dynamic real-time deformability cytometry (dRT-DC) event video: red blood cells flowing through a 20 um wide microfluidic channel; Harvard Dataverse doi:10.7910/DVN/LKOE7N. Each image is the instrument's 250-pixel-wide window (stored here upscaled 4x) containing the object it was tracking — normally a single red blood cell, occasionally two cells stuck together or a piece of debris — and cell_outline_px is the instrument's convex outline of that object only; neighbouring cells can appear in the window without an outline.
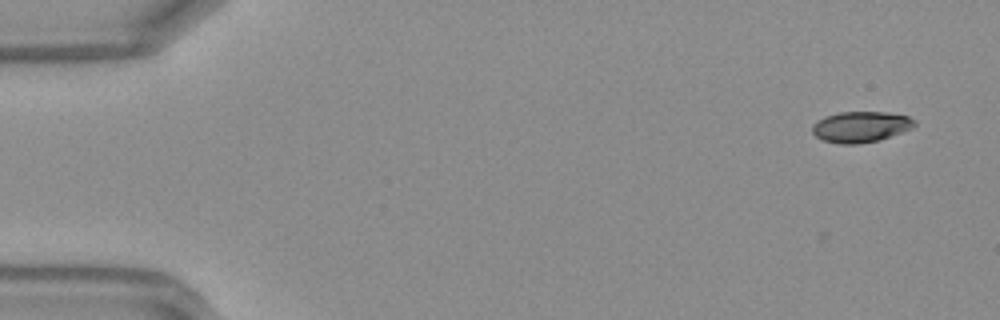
{"species": "Egyptian fruit bat (a non-hibernating species)", "species_latin": "Rousettus aegyptiacus", "temperature_condition": "warm", "stored_images_in_passage": 46, "camera_frame_rate_fps": 3000, "um_per_image_px": 0.085, "frame": {"image": 1, "passage_image": 1, "time_ms": 0.0, "image_size_px": [1000, 320], "cell_outline_px": [[916, 124], [912, 128], [880, 140], [860, 144], [840, 144], [824, 140], [816, 136], [812, 132], [812, 124], [824, 116], [840, 112], [888, 112], [908, 116], [916, 120]], "centroid_in_image_um": [73.17, 10.78], "position_along_channel_um": 11.8, "area_um2": 18.5}}
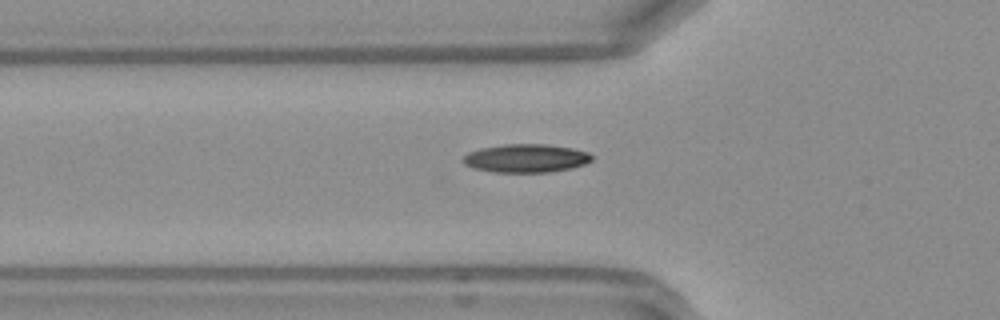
{"frame": {"image": 2, "passage_image": 15, "time_ms": 4.667, "image_size_px": [1000, 320], "cell_outline_px": [[592, 160], [584, 164], [572, 168], [552, 172], [492, 172], [472, 168], [464, 164], [460, 160], [468, 152], [480, 148], [504, 144], [544, 144], [572, 148], [588, 152], [592, 156]], "centroid_in_image_um": [44.67, 13.45], "position_along_channel_um": 81.1, "area_um2": 21.44}}
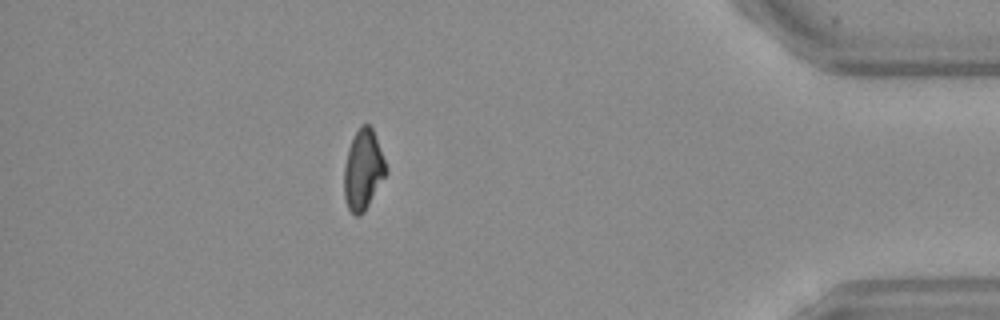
{"frame": {"image": 3, "passage_image": 41, "time_ms": 13.333, "image_size_px": [1000, 320], "cell_outline_px": [[388, 172], [364, 212], [360, 216], [356, 216], [348, 208], [344, 196], [344, 168], [348, 148], [360, 124], [368, 124], [372, 128], [388, 168]], "centroid_in_image_um": [30.87, 14.44], "position_along_channel_um": 404.3, "area_um2": 19.54}, "authors_computed_cell_mechanics": {"area_um2": 19.7387, "velocity_mm_per_s": 4.2247, "shape_relaxation_time_tau1_ms": 6.6275, "shape_relaxation_time_tau2_ms": 6.9846, "deformation_change_tau1": 0.1724, "deformation_change_tau2": 0.1361}}